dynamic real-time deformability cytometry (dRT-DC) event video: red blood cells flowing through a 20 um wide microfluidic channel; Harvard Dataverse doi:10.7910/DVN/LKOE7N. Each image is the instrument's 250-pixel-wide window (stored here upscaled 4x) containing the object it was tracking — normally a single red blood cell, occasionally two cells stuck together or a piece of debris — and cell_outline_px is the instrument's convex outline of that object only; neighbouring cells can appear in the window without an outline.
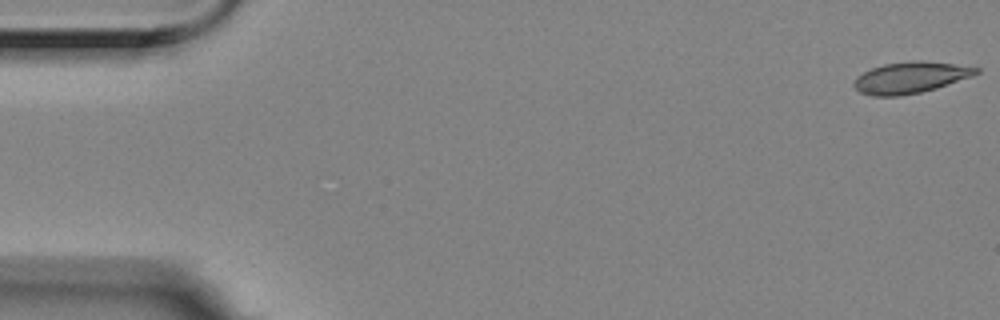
{"species": "Egyptian fruit bat (a non-hibernating species)", "species_latin": "Rousettus aegyptiacus", "temperature_condition": "room temperature", "stored_images_in_passage": 4, "camera_frame_rate_fps": 3000, "um_per_image_px": 0.085, "animal": {"sex": "female"}, "frame": {"image": 1, "passage_image": 1, "time_ms": 0.0, "image_size_px": [1000, 320], "cell_outline_px": [[980, 72], [972, 76], [936, 88], [920, 92], [900, 96], [872, 96], [860, 92], [852, 84], [856, 76], [872, 68], [884, 64], [916, 60], [920, 60], [952, 64], [980, 68]], "centroid_in_image_um": [77.36, 6.59], "position_along_channel_um": 7.6, "area_um2": 22.14}}